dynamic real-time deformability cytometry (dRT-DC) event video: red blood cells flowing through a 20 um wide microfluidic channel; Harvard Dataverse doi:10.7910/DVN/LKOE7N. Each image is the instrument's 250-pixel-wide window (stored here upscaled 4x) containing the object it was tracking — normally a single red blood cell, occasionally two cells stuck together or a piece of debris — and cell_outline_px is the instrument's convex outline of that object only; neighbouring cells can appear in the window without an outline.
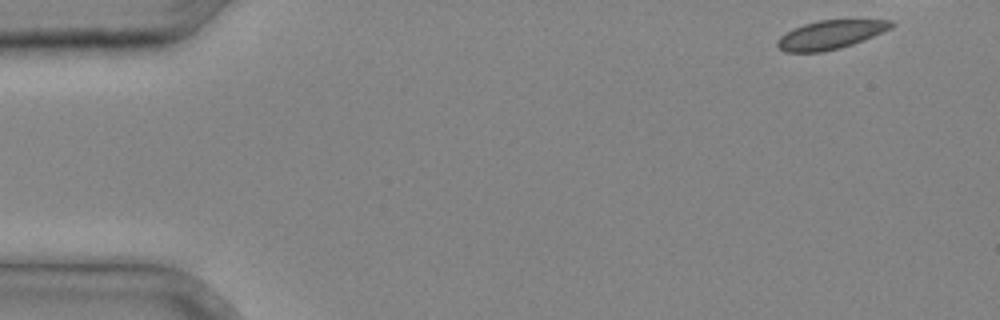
{"species": "common noctule bat (a hibernating species)", "species_latin": "Nyctalus noctula", "temperature_condition": "cold", "stored_images_in_passage": 9, "camera_frame_rate_fps": 3000, "um_per_image_px": 0.085, "animal": {"sex": "male", "body_mass_g": 20.4}, "frame": {"image": 1, "passage_image": 1, "time_ms": 0.0, "image_size_px": [1000, 320], "cell_outline_px": [[896, 24], [892, 28], [852, 44], [840, 48], [824, 52], [784, 52], [776, 44], [776, 40], [780, 36], [792, 28], [804, 24], [820, 20], [892, 20]], "centroid_in_image_um": [70.56, 2.95], "position_along_channel_um": 14.4, "area_um2": 19.02}}